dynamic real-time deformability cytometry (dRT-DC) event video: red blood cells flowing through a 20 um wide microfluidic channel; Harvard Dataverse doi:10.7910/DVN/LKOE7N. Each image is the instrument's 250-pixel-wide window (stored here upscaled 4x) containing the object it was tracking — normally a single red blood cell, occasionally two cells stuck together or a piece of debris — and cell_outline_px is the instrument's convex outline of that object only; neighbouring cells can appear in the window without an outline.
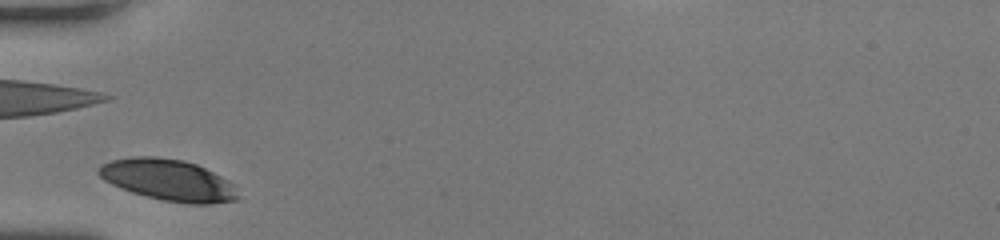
{"species": "human", "species_latin": "Homo sapiens", "temperature_condition": "room temperature", "stored_images_in_passage": 8, "camera_frame_rate_fps": 3000, "um_per_image_px": 0.085, "donor": {"sex": "female"}, "frame": {"image": 1, "passage_image": 1, "time_ms": 0.0, "image_size_px": [1000, 240], "cell_outline_px": [[240, 200], [212, 204], [188, 204], [164, 200], [144, 196], [120, 188], [104, 180], [96, 172], [96, 168], [100, 164], [112, 160], [132, 156], [156, 156], [184, 160], [196, 164], [228, 180], [232, 184], [240, 196]], "centroid_in_image_um": [14.29, 15.3], "position_along_channel_um": 70.7, "area_um2": 33.87}}
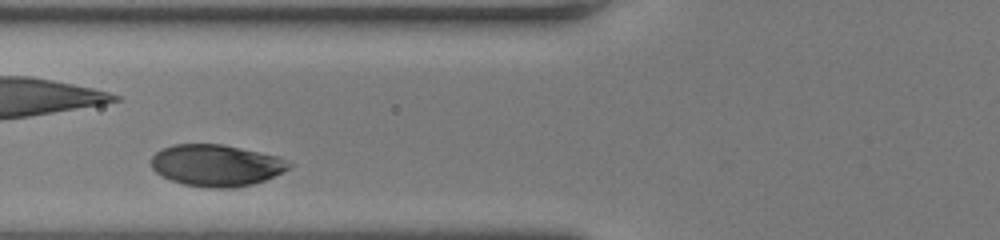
{"frame": {"image": 2, "passage_image": 4, "time_ms": 1.0, "image_size_px": [1000, 240], "cell_outline_px": [[296, 164], [292, 168], [284, 172], [264, 180], [252, 184], [236, 188], [208, 188], [184, 184], [172, 180], [156, 172], [152, 168], [152, 156], [160, 148], [172, 144], [224, 144], [276, 156]], "centroid_in_image_um": [18.41, 14.05], "position_along_channel_um": 107.4, "area_um2": 33.64}}
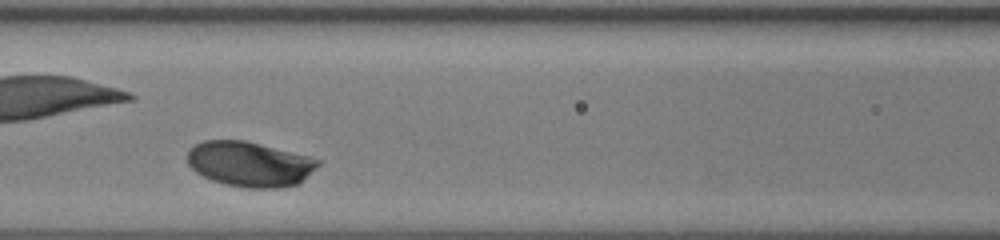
{"frame": {"image": 3, "passage_image": 7, "time_ms": 2.0, "image_size_px": [1000, 240], "cell_outline_px": [[320, 164], [296, 184], [280, 188], [248, 188], [224, 184], [212, 180], [196, 172], [188, 164], [188, 152], [196, 144], [204, 140], [244, 140], [308, 156], [320, 160]], "centroid_in_image_um": [21.2, 13.94], "position_along_channel_um": 145.4, "area_um2": 33.87}}